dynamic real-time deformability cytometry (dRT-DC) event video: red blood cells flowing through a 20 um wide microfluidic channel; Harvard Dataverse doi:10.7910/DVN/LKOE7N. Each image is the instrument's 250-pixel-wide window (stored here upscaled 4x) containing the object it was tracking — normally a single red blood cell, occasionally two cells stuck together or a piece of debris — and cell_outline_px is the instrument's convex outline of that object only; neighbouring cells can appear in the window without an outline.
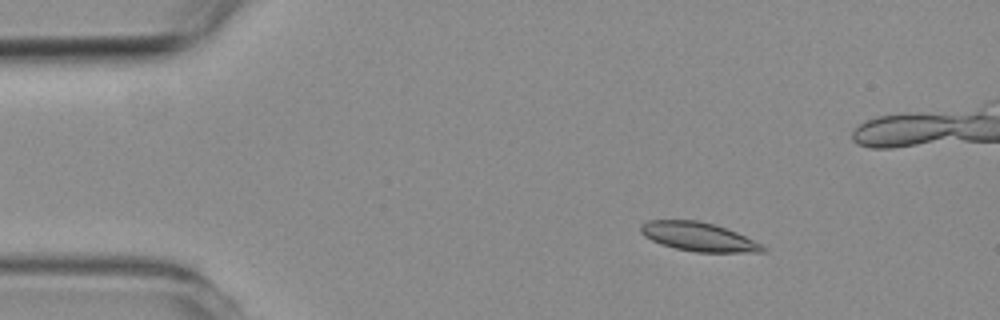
{"species": "common noctule bat (a hibernating species)", "species_latin": "Nyctalus noctula", "temperature_condition": "room temperature", "stored_images_in_passage": 5, "camera_frame_rate_fps": 3000, "um_per_image_px": 0.085, "animal": {"sex": "female", "body_mass_g": 19.3, "forearm_length_mm": 54.1}, "frame": {"image": 1, "passage_image": 2, "time_ms": 1.333, "image_size_px": [1000, 320], "cell_outline_px": [[768, 252], [696, 252], [676, 248], [660, 244], [644, 236], [640, 232], [640, 224], [648, 220], [700, 220], [716, 224], [736, 232], [764, 244], [768, 248]], "centroid_in_image_um": [59.41, 20.12], "position_along_channel_um": 25.6, "area_um2": 20.81}}